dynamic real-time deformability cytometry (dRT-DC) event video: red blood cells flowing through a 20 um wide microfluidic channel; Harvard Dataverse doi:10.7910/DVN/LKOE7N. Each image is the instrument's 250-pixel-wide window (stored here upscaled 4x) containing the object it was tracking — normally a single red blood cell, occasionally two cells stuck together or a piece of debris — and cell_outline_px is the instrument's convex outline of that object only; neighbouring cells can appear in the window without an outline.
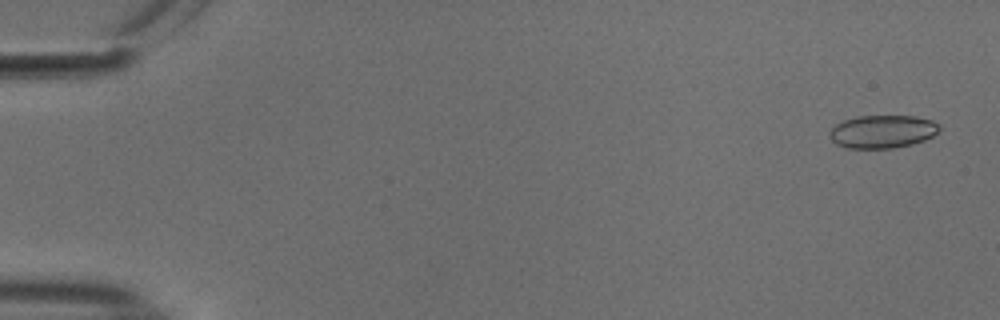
{"species": "common noctule bat (a hibernating species)", "species_latin": "Nyctalus noctula", "temperature_condition": "cold", "stored_images_in_passage": 8, "camera_frame_rate_fps": 3000, "um_per_image_px": 0.085, "animal": {"sex": "male", "body_mass_g": 18.8}, "frame": {"image": 1, "passage_image": 2, "time_ms": 0.333, "image_size_px": [1000, 320], "cell_outline_px": [[940, 132], [924, 140], [912, 144], [892, 148], [848, 148], [836, 144], [828, 136], [828, 132], [836, 124], [844, 120], [856, 116], [916, 116], [932, 120], [940, 124]], "centroid_in_image_um": [75.02, 11.18], "position_along_channel_um": 10.0, "area_um2": 21.27}}